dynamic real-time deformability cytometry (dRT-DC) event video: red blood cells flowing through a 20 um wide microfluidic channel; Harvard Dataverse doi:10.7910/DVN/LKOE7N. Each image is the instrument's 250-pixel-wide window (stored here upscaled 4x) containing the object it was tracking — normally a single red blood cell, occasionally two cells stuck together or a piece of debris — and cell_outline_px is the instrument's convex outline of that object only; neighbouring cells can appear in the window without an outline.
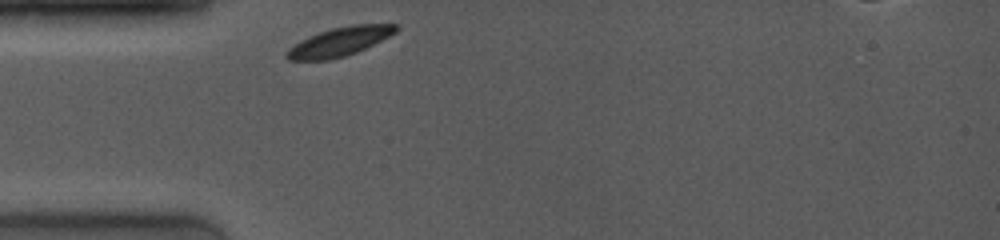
{"species": "common noctule bat (a hibernating species)", "species_latin": "Nyctalus noctula", "temperature_condition": "room temperature", "stored_images_in_passage": 22, "camera_frame_rate_fps": 4000, "um_per_image_px": 0.085, "animal": {"sex": "female", "body_mass_g": 19.0, "forearm_length_mm": 53.3}, "frame": {"image": 1, "passage_image": 1, "time_ms": 0.0, "image_size_px": [1000, 240], "cell_outline_px": [[400, 28], [396, 32], [356, 52], [344, 56], [328, 60], [288, 60], [284, 56], [284, 52], [288, 48], [308, 36], [332, 28], [348, 24], [396, 24]], "centroid_in_image_um": [28.82, 3.54], "position_along_channel_um": 56.2, "area_um2": 18.26}}
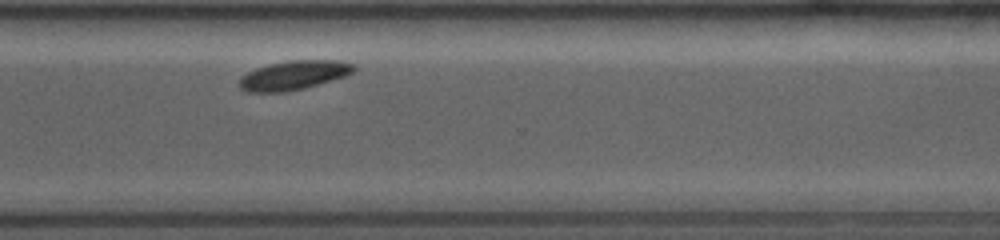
{"frame": {"image": 2, "passage_image": 18, "time_ms": 7.75, "image_size_px": [1000, 240], "cell_outline_px": [[356, 68], [352, 72], [344, 76], [332, 80], [304, 88], [284, 92], [248, 92], [240, 88], [236, 84], [248, 72], [256, 68], [268, 64], [288, 60], [340, 60], [356, 64]], "centroid_in_image_um": [24.97, 6.38], "position_along_channel_um": 345.6, "area_um2": 19.48}}
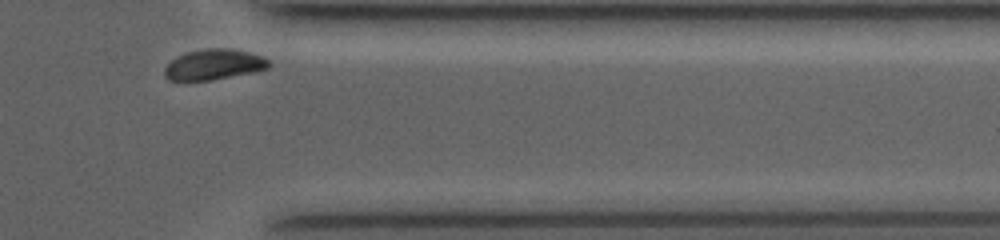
{"frame": {"image": 3, "passage_image": 21, "time_ms": 9.0, "image_size_px": [1000, 240], "cell_outline_px": [[272, 64], [268, 68], [252, 72], [208, 80], [168, 80], [164, 76], [164, 68], [176, 56], [188, 52], [208, 48], [232, 48], [248, 52], [260, 56], [268, 60]], "centroid_in_image_um": [18.16, 5.47], "position_along_channel_um": 393.2, "area_um2": 18.32}, "authors_computed_cell_mechanics": {"area_um2": 19.4497, "velocity_mm_per_s": 3.8032, "shape_relaxation_time_tau1_ms": 1.0349, "shape_relaxation_time_tau2_ms": null, "deformation_change_tau1": 0.0565, "deformation_change_tau2": null}}